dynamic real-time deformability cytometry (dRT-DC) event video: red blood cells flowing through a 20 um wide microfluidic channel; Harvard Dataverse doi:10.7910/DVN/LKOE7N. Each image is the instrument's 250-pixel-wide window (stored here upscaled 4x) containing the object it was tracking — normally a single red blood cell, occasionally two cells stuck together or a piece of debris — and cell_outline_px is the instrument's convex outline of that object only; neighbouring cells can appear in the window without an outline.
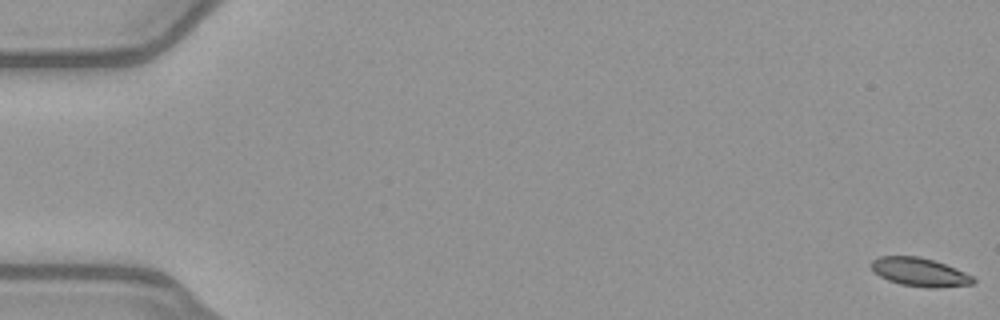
{"species": "common noctule bat (a hibernating species)", "species_latin": "Nyctalus noctula", "temperature_condition": "warm", "stored_images_in_passage": 53, "camera_frame_rate_fps": 3000, "um_per_image_px": 0.085, "animal": {"sex": "female", "body_mass_g": 21.9}, "frame": {"image": 1, "passage_image": 1, "time_ms": 0.0, "image_size_px": [1000, 320], "cell_outline_px": [[976, 280], [972, 284], [936, 288], [932, 288], [900, 284], [888, 280], [880, 276], [872, 268], [872, 260], [880, 256], [920, 256], [956, 268], [972, 276]], "centroid_in_image_um": [78.18, 23.13], "position_along_channel_um": 6.8, "area_um2": 16.7}}
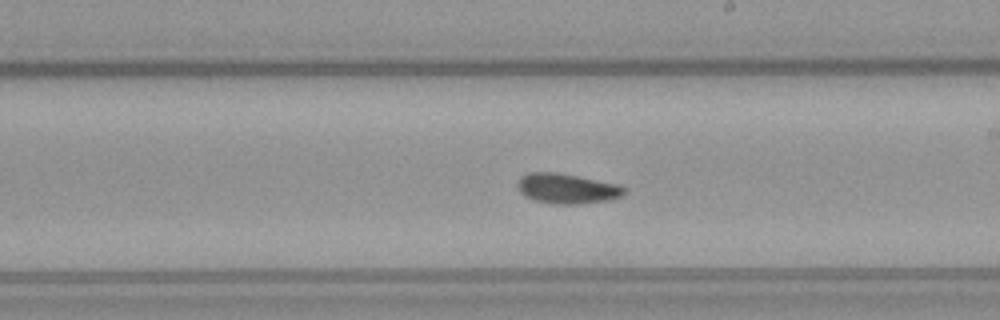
{"frame": {"image": 2, "passage_image": 31, "time_ms": 10.0, "image_size_px": [1000, 320], "cell_outline_px": [[628, 192], [612, 200], [576, 204], [556, 204], [532, 200], [524, 196], [516, 188], [516, 180], [520, 176], [528, 172], [560, 172], [620, 184], [628, 188]], "centroid_in_image_um": [48.19, 16.01], "position_along_channel_um": 240.8, "area_um2": 19.36}}
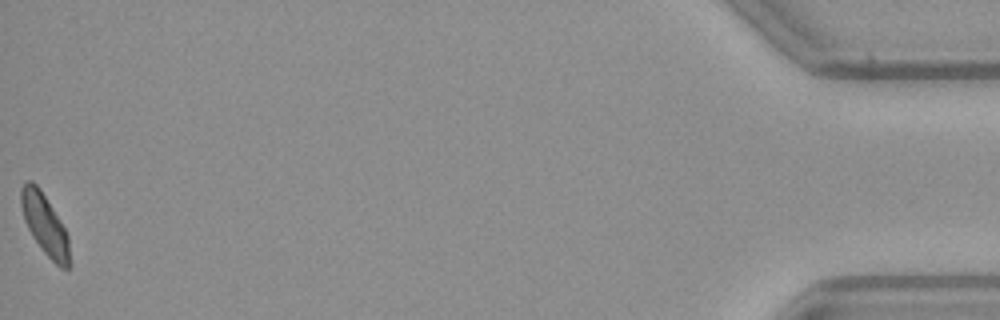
{"frame": {"image": 3, "passage_image": 53, "time_ms": 17.333, "image_size_px": [1000, 320], "cell_outline_px": [[72, 264], [68, 268], [60, 268], [40, 248], [32, 236], [24, 220], [20, 204], [20, 188], [24, 180], [32, 180], [40, 188], [64, 228], [68, 236]], "centroid_in_image_um": [3.8, 19.09], "position_along_channel_um": 431.4, "area_um2": 17.4}, "authors_computed_cell_mechanics": {"area_um2": 17.8024, "velocity_mm_per_s": 3.987, "shape_relaxation_time_tau1_ms": null, "shape_relaxation_time_tau2_ms": 7.7453, "deformation_change_tau1": null, "deformation_change_tau2": 0.1344}}